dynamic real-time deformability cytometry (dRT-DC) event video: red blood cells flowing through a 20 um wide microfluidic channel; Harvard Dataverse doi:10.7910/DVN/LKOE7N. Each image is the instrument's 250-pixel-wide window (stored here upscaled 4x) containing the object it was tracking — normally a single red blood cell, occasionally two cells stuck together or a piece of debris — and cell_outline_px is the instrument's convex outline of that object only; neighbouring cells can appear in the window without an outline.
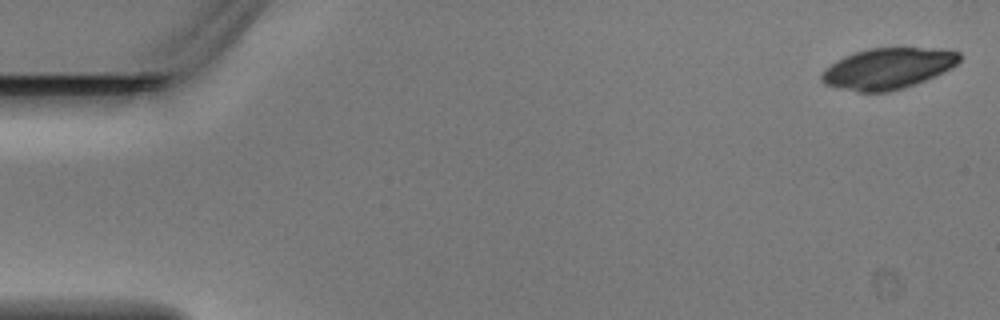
{"species": "Egyptian fruit bat (a non-hibernating species)", "species_latin": "Rousettus aegyptiacus", "temperature_condition": "warm", "stored_images_in_passage": 4, "camera_frame_rate_fps": 3000, "um_per_image_px": 0.085, "animal": {"sex": "male"}, "frame": {"image": 1, "passage_image": 1, "time_ms": 0.0, "image_size_px": [1000, 320], "cell_outline_px": [[960, 60], [952, 68], [924, 80], [904, 88], [888, 92], [860, 92], [840, 88], [824, 84], [820, 80], [820, 76], [836, 60], [844, 56], [868, 48], [932, 48], [960, 52]], "centroid_in_image_um": [75.47, 5.82], "position_along_channel_um": 9.5, "area_um2": 32.6}}